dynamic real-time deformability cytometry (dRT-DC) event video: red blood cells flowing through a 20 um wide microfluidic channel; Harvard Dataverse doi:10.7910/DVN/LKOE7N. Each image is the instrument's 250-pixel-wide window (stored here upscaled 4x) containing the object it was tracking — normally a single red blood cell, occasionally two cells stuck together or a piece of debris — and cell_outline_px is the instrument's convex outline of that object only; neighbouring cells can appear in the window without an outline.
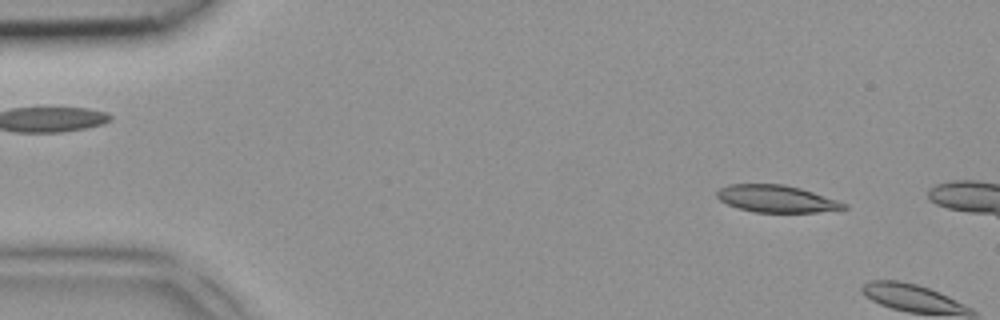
{"species": "common noctule bat (a hibernating species)", "species_latin": "Nyctalus noctula", "temperature_condition": "room temperature", "stored_images_in_passage": 2, "camera_frame_rate_fps": 3000, "um_per_image_px": 0.085, "animal": {"sex": "female", "body_mass_g": 18.4}, "frame": {"image": 1, "passage_image": 1, "time_ms": 0.0, "image_size_px": [1000, 320], "cell_outline_px": [[848, 208], [816, 212], [756, 212], [740, 208], [728, 204], [720, 200], [716, 196], [716, 192], [720, 188], [728, 184], [784, 184], [800, 188], [848, 204]], "centroid_in_image_um": [65.98, 16.89], "position_along_channel_um": 19.0, "area_um2": 19.83}}